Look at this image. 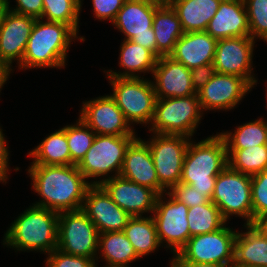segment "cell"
<instances>
[{"instance_id": "cell-1", "label": "cell", "mask_w": 267, "mask_h": 267, "mask_svg": "<svg viewBox=\"0 0 267 267\" xmlns=\"http://www.w3.org/2000/svg\"><path fill=\"white\" fill-rule=\"evenodd\" d=\"M28 172L32 188L42 197L33 205L57 213L80 210L93 184L86 181L77 165H31Z\"/></svg>"}, {"instance_id": "cell-2", "label": "cell", "mask_w": 267, "mask_h": 267, "mask_svg": "<svg viewBox=\"0 0 267 267\" xmlns=\"http://www.w3.org/2000/svg\"><path fill=\"white\" fill-rule=\"evenodd\" d=\"M227 165L226 144L219 134L207 137L197 144L190 141L180 183L198 189L201 194L211 199L217 176Z\"/></svg>"}, {"instance_id": "cell-3", "label": "cell", "mask_w": 267, "mask_h": 267, "mask_svg": "<svg viewBox=\"0 0 267 267\" xmlns=\"http://www.w3.org/2000/svg\"><path fill=\"white\" fill-rule=\"evenodd\" d=\"M59 213L30 206L5 233L3 244L17 251H43L50 254L57 249Z\"/></svg>"}, {"instance_id": "cell-4", "label": "cell", "mask_w": 267, "mask_h": 267, "mask_svg": "<svg viewBox=\"0 0 267 267\" xmlns=\"http://www.w3.org/2000/svg\"><path fill=\"white\" fill-rule=\"evenodd\" d=\"M76 38L66 24L36 19L18 68L64 67L69 45Z\"/></svg>"}, {"instance_id": "cell-5", "label": "cell", "mask_w": 267, "mask_h": 267, "mask_svg": "<svg viewBox=\"0 0 267 267\" xmlns=\"http://www.w3.org/2000/svg\"><path fill=\"white\" fill-rule=\"evenodd\" d=\"M198 94L157 99L150 132L191 138L202 118Z\"/></svg>"}, {"instance_id": "cell-6", "label": "cell", "mask_w": 267, "mask_h": 267, "mask_svg": "<svg viewBox=\"0 0 267 267\" xmlns=\"http://www.w3.org/2000/svg\"><path fill=\"white\" fill-rule=\"evenodd\" d=\"M114 99L130 123L151 124L157 100L153 81L139 78L107 77ZM151 122V123H150Z\"/></svg>"}, {"instance_id": "cell-7", "label": "cell", "mask_w": 267, "mask_h": 267, "mask_svg": "<svg viewBox=\"0 0 267 267\" xmlns=\"http://www.w3.org/2000/svg\"><path fill=\"white\" fill-rule=\"evenodd\" d=\"M211 201L219 208L227 222L230 215L253 224L251 176L227 167L217 176Z\"/></svg>"}, {"instance_id": "cell-8", "label": "cell", "mask_w": 267, "mask_h": 267, "mask_svg": "<svg viewBox=\"0 0 267 267\" xmlns=\"http://www.w3.org/2000/svg\"><path fill=\"white\" fill-rule=\"evenodd\" d=\"M237 231L224 225L217 231L190 237L172 261L213 263L233 267Z\"/></svg>"}, {"instance_id": "cell-9", "label": "cell", "mask_w": 267, "mask_h": 267, "mask_svg": "<svg viewBox=\"0 0 267 267\" xmlns=\"http://www.w3.org/2000/svg\"><path fill=\"white\" fill-rule=\"evenodd\" d=\"M98 237L97 227L81 209L59 213L57 249L60 251L95 261Z\"/></svg>"}, {"instance_id": "cell-10", "label": "cell", "mask_w": 267, "mask_h": 267, "mask_svg": "<svg viewBox=\"0 0 267 267\" xmlns=\"http://www.w3.org/2000/svg\"><path fill=\"white\" fill-rule=\"evenodd\" d=\"M136 136L96 134L91 148L77 165L86 179L107 176L112 171L120 175L125 152ZM108 174V175H107Z\"/></svg>"}, {"instance_id": "cell-11", "label": "cell", "mask_w": 267, "mask_h": 267, "mask_svg": "<svg viewBox=\"0 0 267 267\" xmlns=\"http://www.w3.org/2000/svg\"><path fill=\"white\" fill-rule=\"evenodd\" d=\"M190 140L191 138L182 135L154 133L151 141H145L150 148L159 183L167 190L181 180Z\"/></svg>"}, {"instance_id": "cell-12", "label": "cell", "mask_w": 267, "mask_h": 267, "mask_svg": "<svg viewBox=\"0 0 267 267\" xmlns=\"http://www.w3.org/2000/svg\"><path fill=\"white\" fill-rule=\"evenodd\" d=\"M160 4L149 0H125L119 10L114 27L125 34L124 40L147 48L157 57V42L154 34L153 20L155 9Z\"/></svg>"}, {"instance_id": "cell-13", "label": "cell", "mask_w": 267, "mask_h": 267, "mask_svg": "<svg viewBox=\"0 0 267 267\" xmlns=\"http://www.w3.org/2000/svg\"><path fill=\"white\" fill-rule=\"evenodd\" d=\"M169 199L163 201L164 193L160 194L156 200L153 212V219L156 224L157 235L160 244H167L171 252L177 254L190 239L187 213L188 207L166 192Z\"/></svg>"}, {"instance_id": "cell-14", "label": "cell", "mask_w": 267, "mask_h": 267, "mask_svg": "<svg viewBox=\"0 0 267 267\" xmlns=\"http://www.w3.org/2000/svg\"><path fill=\"white\" fill-rule=\"evenodd\" d=\"M254 44L251 36L217 40L213 61L215 72L241 77L254 87L257 84L252 75Z\"/></svg>"}, {"instance_id": "cell-15", "label": "cell", "mask_w": 267, "mask_h": 267, "mask_svg": "<svg viewBox=\"0 0 267 267\" xmlns=\"http://www.w3.org/2000/svg\"><path fill=\"white\" fill-rule=\"evenodd\" d=\"M79 118L99 135L135 136L111 95L83 102Z\"/></svg>"}, {"instance_id": "cell-16", "label": "cell", "mask_w": 267, "mask_h": 267, "mask_svg": "<svg viewBox=\"0 0 267 267\" xmlns=\"http://www.w3.org/2000/svg\"><path fill=\"white\" fill-rule=\"evenodd\" d=\"M99 181H93V184H100L111 199L131 217L142 216L148 211L154 212L159 196L154 190L127 180L120 175L111 177L109 175L108 178Z\"/></svg>"}, {"instance_id": "cell-17", "label": "cell", "mask_w": 267, "mask_h": 267, "mask_svg": "<svg viewBox=\"0 0 267 267\" xmlns=\"http://www.w3.org/2000/svg\"><path fill=\"white\" fill-rule=\"evenodd\" d=\"M81 210L100 233L123 231L131 216L121 209L100 184H92Z\"/></svg>"}, {"instance_id": "cell-18", "label": "cell", "mask_w": 267, "mask_h": 267, "mask_svg": "<svg viewBox=\"0 0 267 267\" xmlns=\"http://www.w3.org/2000/svg\"><path fill=\"white\" fill-rule=\"evenodd\" d=\"M252 87L241 77L215 72L197 92L202 110L233 109Z\"/></svg>"}, {"instance_id": "cell-19", "label": "cell", "mask_w": 267, "mask_h": 267, "mask_svg": "<svg viewBox=\"0 0 267 267\" xmlns=\"http://www.w3.org/2000/svg\"><path fill=\"white\" fill-rule=\"evenodd\" d=\"M154 90L157 99L178 98L196 94L191 70L170 56L157 59L153 70Z\"/></svg>"}, {"instance_id": "cell-20", "label": "cell", "mask_w": 267, "mask_h": 267, "mask_svg": "<svg viewBox=\"0 0 267 267\" xmlns=\"http://www.w3.org/2000/svg\"><path fill=\"white\" fill-rule=\"evenodd\" d=\"M120 176L148 187L158 195L167 191L159 183L148 144L138 137L126 149Z\"/></svg>"}, {"instance_id": "cell-21", "label": "cell", "mask_w": 267, "mask_h": 267, "mask_svg": "<svg viewBox=\"0 0 267 267\" xmlns=\"http://www.w3.org/2000/svg\"><path fill=\"white\" fill-rule=\"evenodd\" d=\"M35 18L7 10L0 25V58L10 67L13 60L20 64Z\"/></svg>"}, {"instance_id": "cell-22", "label": "cell", "mask_w": 267, "mask_h": 267, "mask_svg": "<svg viewBox=\"0 0 267 267\" xmlns=\"http://www.w3.org/2000/svg\"><path fill=\"white\" fill-rule=\"evenodd\" d=\"M205 31L216 40L250 36L244 0H222Z\"/></svg>"}, {"instance_id": "cell-23", "label": "cell", "mask_w": 267, "mask_h": 267, "mask_svg": "<svg viewBox=\"0 0 267 267\" xmlns=\"http://www.w3.org/2000/svg\"><path fill=\"white\" fill-rule=\"evenodd\" d=\"M217 40L206 31L184 33L169 55L186 68L213 64Z\"/></svg>"}, {"instance_id": "cell-24", "label": "cell", "mask_w": 267, "mask_h": 267, "mask_svg": "<svg viewBox=\"0 0 267 267\" xmlns=\"http://www.w3.org/2000/svg\"><path fill=\"white\" fill-rule=\"evenodd\" d=\"M234 243L233 267H267V237L256 224H245Z\"/></svg>"}, {"instance_id": "cell-25", "label": "cell", "mask_w": 267, "mask_h": 267, "mask_svg": "<svg viewBox=\"0 0 267 267\" xmlns=\"http://www.w3.org/2000/svg\"><path fill=\"white\" fill-rule=\"evenodd\" d=\"M222 0H174L170 3L184 33L205 31Z\"/></svg>"}, {"instance_id": "cell-26", "label": "cell", "mask_w": 267, "mask_h": 267, "mask_svg": "<svg viewBox=\"0 0 267 267\" xmlns=\"http://www.w3.org/2000/svg\"><path fill=\"white\" fill-rule=\"evenodd\" d=\"M152 28L157 42V58L169 56L184 34L180 19L170 4H160L155 9Z\"/></svg>"}, {"instance_id": "cell-27", "label": "cell", "mask_w": 267, "mask_h": 267, "mask_svg": "<svg viewBox=\"0 0 267 267\" xmlns=\"http://www.w3.org/2000/svg\"><path fill=\"white\" fill-rule=\"evenodd\" d=\"M119 56V65L125 72L108 70L107 77L139 78L136 72L149 73V71L153 74L158 59L150 50L131 40H124L121 43Z\"/></svg>"}, {"instance_id": "cell-28", "label": "cell", "mask_w": 267, "mask_h": 267, "mask_svg": "<svg viewBox=\"0 0 267 267\" xmlns=\"http://www.w3.org/2000/svg\"><path fill=\"white\" fill-rule=\"evenodd\" d=\"M28 156L34 159L31 165H71L65 127L47 136Z\"/></svg>"}, {"instance_id": "cell-29", "label": "cell", "mask_w": 267, "mask_h": 267, "mask_svg": "<svg viewBox=\"0 0 267 267\" xmlns=\"http://www.w3.org/2000/svg\"><path fill=\"white\" fill-rule=\"evenodd\" d=\"M138 257L152 253L161 246L153 217H131L123 230Z\"/></svg>"}, {"instance_id": "cell-30", "label": "cell", "mask_w": 267, "mask_h": 267, "mask_svg": "<svg viewBox=\"0 0 267 267\" xmlns=\"http://www.w3.org/2000/svg\"><path fill=\"white\" fill-rule=\"evenodd\" d=\"M110 266H126L138 259L131 242L123 231L100 233L98 237V253Z\"/></svg>"}, {"instance_id": "cell-31", "label": "cell", "mask_w": 267, "mask_h": 267, "mask_svg": "<svg viewBox=\"0 0 267 267\" xmlns=\"http://www.w3.org/2000/svg\"><path fill=\"white\" fill-rule=\"evenodd\" d=\"M226 150L228 166L235 171L253 176L267 169V144Z\"/></svg>"}, {"instance_id": "cell-32", "label": "cell", "mask_w": 267, "mask_h": 267, "mask_svg": "<svg viewBox=\"0 0 267 267\" xmlns=\"http://www.w3.org/2000/svg\"><path fill=\"white\" fill-rule=\"evenodd\" d=\"M224 139L226 149H245L267 144V121L263 118L238 126L235 132L219 133Z\"/></svg>"}, {"instance_id": "cell-33", "label": "cell", "mask_w": 267, "mask_h": 267, "mask_svg": "<svg viewBox=\"0 0 267 267\" xmlns=\"http://www.w3.org/2000/svg\"><path fill=\"white\" fill-rule=\"evenodd\" d=\"M187 220L191 237L217 231L226 224L219 208L212 201L190 207Z\"/></svg>"}, {"instance_id": "cell-34", "label": "cell", "mask_w": 267, "mask_h": 267, "mask_svg": "<svg viewBox=\"0 0 267 267\" xmlns=\"http://www.w3.org/2000/svg\"><path fill=\"white\" fill-rule=\"evenodd\" d=\"M81 4V0H43L41 19L66 24L78 34Z\"/></svg>"}, {"instance_id": "cell-35", "label": "cell", "mask_w": 267, "mask_h": 267, "mask_svg": "<svg viewBox=\"0 0 267 267\" xmlns=\"http://www.w3.org/2000/svg\"><path fill=\"white\" fill-rule=\"evenodd\" d=\"M65 133L71 156V165H78L91 148L96 133L80 118L75 125L65 126Z\"/></svg>"}, {"instance_id": "cell-36", "label": "cell", "mask_w": 267, "mask_h": 267, "mask_svg": "<svg viewBox=\"0 0 267 267\" xmlns=\"http://www.w3.org/2000/svg\"><path fill=\"white\" fill-rule=\"evenodd\" d=\"M250 36L267 42V0H244Z\"/></svg>"}, {"instance_id": "cell-37", "label": "cell", "mask_w": 267, "mask_h": 267, "mask_svg": "<svg viewBox=\"0 0 267 267\" xmlns=\"http://www.w3.org/2000/svg\"><path fill=\"white\" fill-rule=\"evenodd\" d=\"M253 224L267 217V169L251 176Z\"/></svg>"}, {"instance_id": "cell-38", "label": "cell", "mask_w": 267, "mask_h": 267, "mask_svg": "<svg viewBox=\"0 0 267 267\" xmlns=\"http://www.w3.org/2000/svg\"><path fill=\"white\" fill-rule=\"evenodd\" d=\"M168 193L177 201L184 203L188 208L211 201L209 197L201 194L198 189L196 190L192 186L180 182L172 186Z\"/></svg>"}, {"instance_id": "cell-39", "label": "cell", "mask_w": 267, "mask_h": 267, "mask_svg": "<svg viewBox=\"0 0 267 267\" xmlns=\"http://www.w3.org/2000/svg\"><path fill=\"white\" fill-rule=\"evenodd\" d=\"M46 259V267H95V261L89 257L75 256L59 249L53 250Z\"/></svg>"}, {"instance_id": "cell-40", "label": "cell", "mask_w": 267, "mask_h": 267, "mask_svg": "<svg viewBox=\"0 0 267 267\" xmlns=\"http://www.w3.org/2000/svg\"><path fill=\"white\" fill-rule=\"evenodd\" d=\"M125 0H92L95 17L113 22Z\"/></svg>"}, {"instance_id": "cell-41", "label": "cell", "mask_w": 267, "mask_h": 267, "mask_svg": "<svg viewBox=\"0 0 267 267\" xmlns=\"http://www.w3.org/2000/svg\"><path fill=\"white\" fill-rule=\"evenodd\" d=\"M15 9L10 8V2L7 1V9L25 16H30L35 19H40L43 13V0H16Z\"/></svg>"}, {"instance_id": "cell-42", "label": "cell", "mask_w": 267, "mask_h": 267, "mask_svg": "<svg viewBox=\"0 0 267 267\" xmlns=\"http://www.w3.org/2000/svg\"><path fill=\"white\" fill-rule=\"evenodd\" d=\"M214 74L215 68L213 64H206L191 69V79L195 92L197 93L207 85Z\"/></svg>"}, {"instance_id": "cell-43", "label": "cell", "mask_w": 267, "mask_h": 267, "mask_svg": "<svg viewBox=\"0 0 267 267\" xmlns=\"http://www.w3.org/2000/svg\"><path fill=\"white\" fill-rule=\"evenodd\" d=\"M6 141L4 138V134L2 132V129L0 128V182L2 183L6 182L8 179V156H9V150H7L8 147H6Z\"/></svg>"}, {"instance_id": "cell-44", "label": "cell", "mask_w": 267, "mask_h": 267, "mask_svg": "<svg viewBox=\"0 0 267 267\" xmlns=\"http://www.w3.org/2000/svg\"><path fill=\"white\" fill-rule=\"evenodd\" d=\"M172 267H228L220 264L213 263H194L189 261H171Z\"/></svg>"}, {"instance_id": "cell-45", "label": "cell", "mask_w": 267, "mask_h": 267, "mask_svg": "<svg viewBox=\"0 0 267 267\" xmlns=\"http://www.w3.org/2000/svg\"><path fill=\"white\" fill-rule=\"evenodd\" d=\"M13 69L0 58V91L8 80V76Z\"/></svg>"}, {"instance_id": "cell-46", "label": "cell", "mask_w": 267, "mask_h": 267, "mask_svg": "<svg viewBox=\"0 0 267 267\" xmlns=\"http://www.w3.org/2000/svg\"><path fill=\"white\" fill-rule=\"evenodd\" d=\"M255 224L262 230L267 237V217L261 218Z\"/></svg>"}, {"instance_id": "cell-47", "label": "cell", "mask_w": 267, "mask_h": 267, "mask_svg": "<svg viewBox=\"0 0 267 267\" xmlns=\"http://www.w3.org/2000/svg\"><path fill=\"white\" fill-rule=\"evenodd\" d=\"M7 1L8 0H0V25L2 23L3 16L7 9Z\"/></svg>"}, {"instance_id": "cell-48", "label": "cell", "mask_w": 267, "mask_h": 267, "mask_svg": "<svg viewBox=\"0 0 267 267\" xmlns=\"http://www.w3.org/2000/svg\"><path fill=\"white\" fill-rule=\"evenodd\" d=\"M174 0H161V4H170Z\"/></svg>"}, {"instance_id": "cell-49", "label": "cell", "mask_w": 267, "mask_h": 267, "mask_svg": "<svg viewBox=\"0 0 267 267\" xmlns=\"http://www.w3.org/2000/svg\"><path fill=\"white\" fill-rule=\"evenodd\" d=\"M95 267H97L96 264H95ZM104 267H126V266H110V265H107V266H104ZM127 267H129V266H127Z\"/></svg>"}, {"instance_id": "cell-50", "label": "cell", "mask_w": 267, "mask_h": 267, "mask_svg": "<svg viewBox=\"0 0 267 267\" xmlns=\"http://www.w3.org/2000/svg\"><path fill=\"white\" fill-rule=\"evenodd\" d=\"M149 1H152V2H155V3H158V4H161V0H149Z\"/></svg>"}]
</instances>
